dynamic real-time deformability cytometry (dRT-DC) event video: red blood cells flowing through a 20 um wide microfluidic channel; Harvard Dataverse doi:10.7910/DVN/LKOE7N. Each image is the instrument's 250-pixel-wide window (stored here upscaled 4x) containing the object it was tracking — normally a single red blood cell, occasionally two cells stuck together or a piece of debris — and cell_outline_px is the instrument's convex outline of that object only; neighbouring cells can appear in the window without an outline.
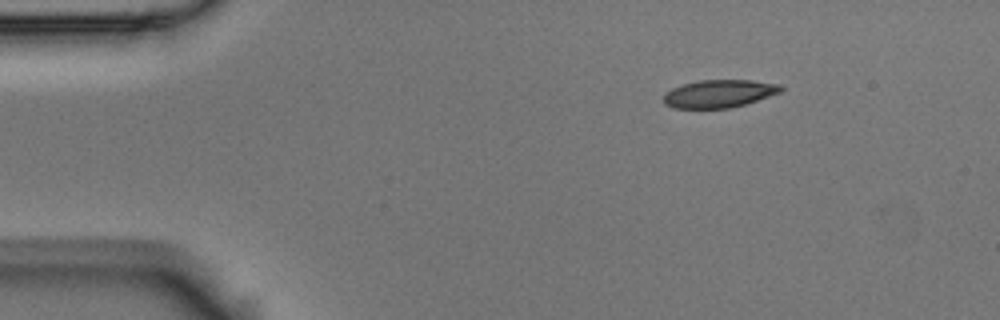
{"species": "Egyptian fruit bat (a non-hibernating species)", "species_latin": "Rousettus aegyptiacus", "temperature_condition": "room temperature", "stored_images_in_passage": 49, "camera_frame_rate_fps": 3000, "um_per_image_px": 0.085, "animal": {"sex": "male"}, "frame": {"image": 1, "passage_image": 1, "time_ms": 0.0, "image_size_px": [1000, 320], "cell_outline_px": [[784, 88], [780, 92], [744, 104], [728, 108], [672, 108], [664, 104], [664, 92], [672, 88], [684, 84], [700, 80], [752, 80], [780, 84]], "centroid_in_image_um": [61.09, 7.95], "position_along_channel_um": 23.9, "area_um2": 18.9}}
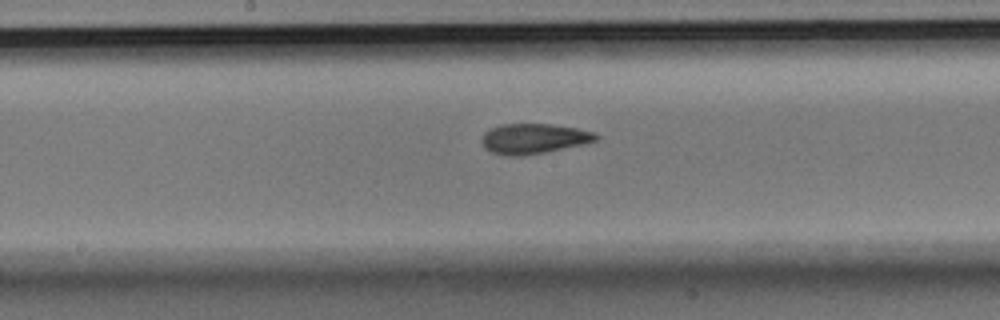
{"frame": {"image": 2, "passage_image": 22, "time_ms": 7.0, "image_size_px": [1000, 320], "cell_outline_px": [[600, 136], [596, 140], [588, 144], [544, 152], [520, 156], [508, 156], [492, 152], [484, 148], [480, 140], [484, 132], [500, 124], [548, 124], [576, 128], [596, 132]], "centroid_in_image_um": [45.38, 11.79], "position_along_channel_um": 202.8, "area_um2": 20.23}}
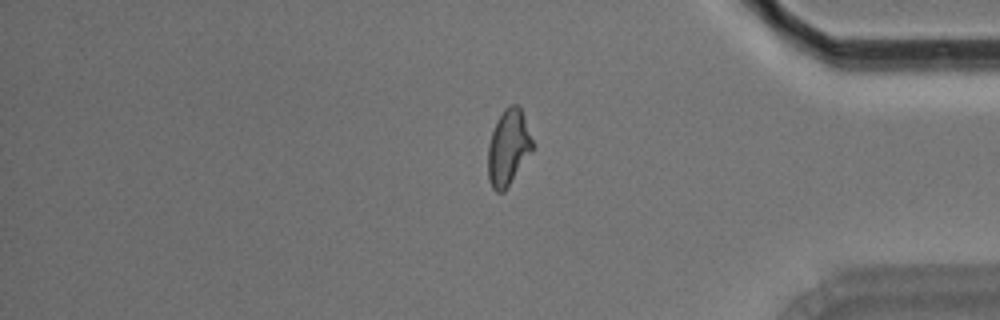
{"frame": {"image": 3, "passage_image": 40, "time_ms": 13.0, "image_size_px": [1000, 320], "cell_outline_px": [[532, 152], [504, 192], [496, 192], [492, 188], [488, 180], [488, 144], [496, 120], [504, 108], [508, 104], [516, 104], [520, 108], [524, 116], [532, 140]], "centroid_in_image_um": [43.18, 12.54], "position_along_channel_um": 392.0, "area_um2": 19.71}, "authors_computed_cell_mechanics": {"area_um2": 19.7098, "velocity_mm_per_s": 3.5439, "shape_relaxation_time_tau1_ms": 7.9981, "shape_relaxation_time_tau2_ms": 2.8524, "deformation_change_tau1": 0.1793, "deformation_change_tau2": 0.0895}}